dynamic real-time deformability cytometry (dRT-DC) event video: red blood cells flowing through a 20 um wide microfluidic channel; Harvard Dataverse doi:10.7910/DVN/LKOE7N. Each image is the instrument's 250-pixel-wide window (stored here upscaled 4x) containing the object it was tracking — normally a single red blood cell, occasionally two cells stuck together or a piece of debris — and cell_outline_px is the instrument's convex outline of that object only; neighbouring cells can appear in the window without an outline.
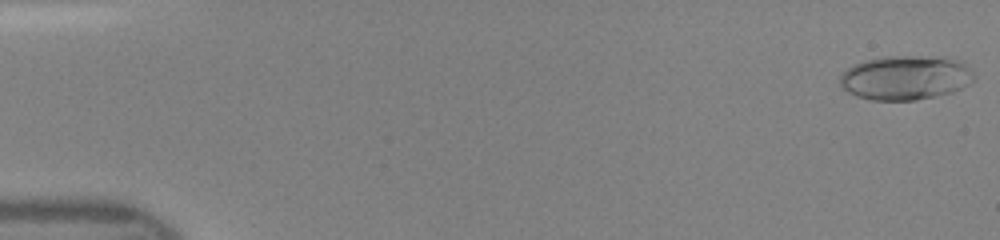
{"species": "human", "species_latin": "Homo sapiens", "temperature_condition": "room temperature", "stored_images_in_passage": 47, "camera_frame_rate_fps": 3000, "um_per_image_px": 0.085, "donor": {"sex": "female"}, "frame": {"image": 1, "passage_image": 1, "time_ms": 0.0, "image_size_px": [1000, 240], "cell_outline_px": [[976, 80], [952, 92], [936, 96], [916, 100], [872, 100], [856, 96], [848, 92], [840, 84], [840, 76], [852, 64], [864, 60], [884, 56], [940, 56], [956, 60], [964, 64], [976, 76]], "centroid_in_image_um": [76.97, 6.6], "position_along_channel_um": 8.0, "area_um2": 34.74}}
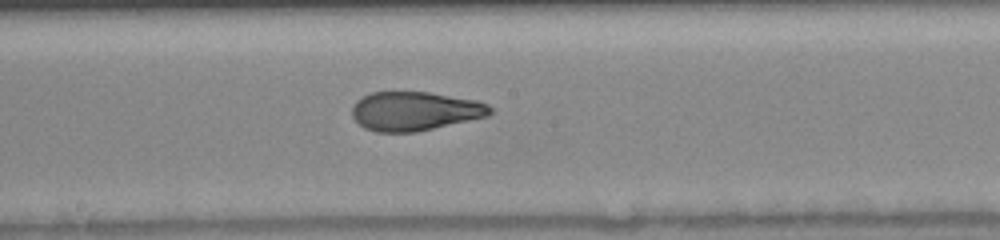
{"frame": {"image": 2, "passage_image": 26, "time_ms": 8.333, "image_size_px": [1000, 240], "cell_outline_px": [[492, 112], [488, 116], [416, 132], [376, 132], [364, 128], [352, 116], [352, 108], [356, 100], [372, 92], [428, 92], [476, 100], [488, 104], [492, 108]], "centroid_in_image_um": [35.26, 9.45], "position_along_channel_um": 212.9, "area_um2": 31.27}}
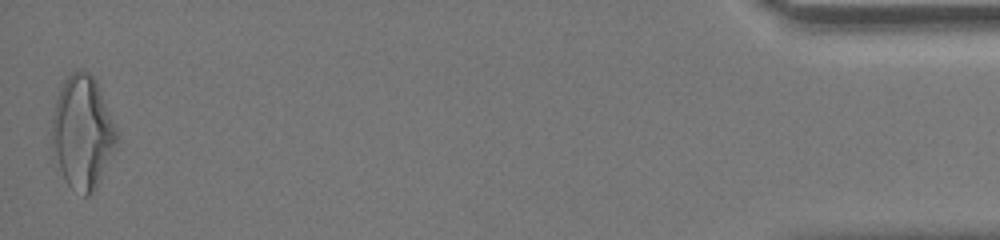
{"frame": {"image": 3, "passage_image": 47, "time_ms": 15.333, "image_size_px": [1000, 240], "cell_outline_px": [[116, 144], [96, 188], [88, 196], [84, 196], [68, 184], [64, 180], [52, 144], [52, 116], [56, 100], [60, 88], [64, 80], [72, 72], [80, 68], [84, 68], [96, 80], [100, 88], [116, 128]], "centroid_in_image_um": [7.0, 11.2], "position_along_channel_um": 428.2, "area_um2": 42.02}}